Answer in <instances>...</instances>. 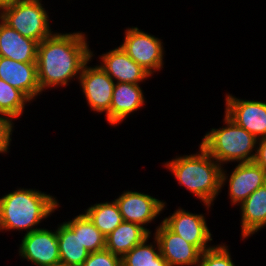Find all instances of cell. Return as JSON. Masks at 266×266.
I'll return each instance as SVG.
<instances>
[{"label": "cell", "mask_w": 266, "mask_h": 266, "mask_svg": "<svg viewBox=\"0 0 266 266\" xmlns=\"http://www.w3.org/2000/svg\"><path fill=\"white\" fill-rule=\"evenodd\" d=\"M17 1L19 0H0V10L4 7L13 5Z\"/></svg>", "instance_id": "cell-29"}, {"label": "cell", "mask_w": 266, "mask_h": 266, "mask_svg": "<svg viewBox=\"0 0 266 266\" xmlns=\"http://www.w3.org/2000/svg\"><path fill=\"white\" fill-rule=\"evenodd\" d=\"M257 145L254 162L259 165L266 174V138L259 139Z\"/></svg>", "instance_id": "cell-28"}, {"label": "cell", "mask_w": 266, "mask_h": 266, "mask_svg": "<svg viewBox=\"0 0 266 266\" xmlns=\"http://www.w3.org/2000/svg\"><path fill=\"white\" fill-rule=\"evenodd\" d=\"M149 235L150 233L140 224L123 221L106 236L105 248L122 257Z\"/></svg>", "instance_id": "cell-19"}, {"label": "cell", "mask_w": 266, "mask_h": 266, "mask_svg": "<svg viewBox=\"0 0 266 266\" xmlns=\"http://www.w3.org/2000/svg\"><path fill=\"white\" fill-rule=\"evenodd\" d=\"M225 115L258 140L266 138V102L238 99L226 94Z\"/></svg>", "instance_id": "cell-9"}, {"label": "cell", "mask_w": 266, "mask_h": 266, "mask_svg": "<svg viewBox=\"0 0 266 266\" xmlns=\"http://www.w3.org/2000/svg\"><path fill=\"white\" fill-rule=\"evenodd\" d=\"M225 127L212 128L202 138L201 146L221 165L227 162H253L258 139L235 124L226 115ZM255 148V149H254ZM253 151H255L253 153ZM252 153V154H251Z\"/></svg>", "instance_id": "cell-4"}, {"label": "cell", "mask_w": 266, "mask_h": 266, "mask_svg": "<svg viewBox=\"0 0 266 266\" xmlns=\"http://www.w3.org/2000/svg\"><path fill=\"white\" fill-rule=\"evenodd\" d=\"M84 211V214L105 237L123 222L115 200L112 202L96 203Z\"/></svg>", "instance_id": "cell-21"}, {"label": "cell", "mask_w": 266, "mask_h": 266, "mask_svg": "<svg viewBox=\"0 0 266 266\" xmlns=\"http://www.w3.org/2000/svg\"><path fill=\"white\" fill-rule=\"evenodd\" d=\"M199 149V153L176 156L164 165L179 185L196 195L208 210L222 189V166L201 145Z\"/></svg>", "instance_id": "cell-2"}, {"label": "cell", "mask_w": 266, "mask_h": 266, "mask_svg": "<svg viewBox=\"0 0 266 266\" xmlns=\"http://www.w3.org/2000/svg\"><path fill=\"white\" fill-rule=\"evenodd\" d=\"M59 207L56 198L46 192L19 188L0 198V231L40 229L34 227Z\"/></svg>", "instance_id": "cell-3"}, {"label": "cell", "mask_w": 266, "mask_h": 266, "mask_svg": "<svg viewBox=\"0 0 266 266\" xmlns=\"http://www.w3.org/2000/svg\"><path fill=\"white\" fill-rule=\"evenodd\" d=\"M226 245L213 246L202 252L198 266H235Z\"/></svg>", "instance_id": "cell-25"}, {"label": "cell", "mask_w": 266, "mask_h": 266, "mask_svg": "<svg viewBox=\"0 0 266 266\" xmlns=\"http://www.w3.org/2000/svg\"><path fill=\"white\" fill-rule=\"evenodd\" d=\"M31 100L19 89L0 79V114L11 121L23 115L25 105Z\"/></svg>", "instance_id": "cell-24"}, {"label": "cell", "mask_w": 266, "mask_h": 266, "mask_svg": "<svg viewBox=\"0 0 266 266\" xmlns=\"http://www.w3.org/2000/svg\"><path fill=\"white\" fill-rule=\"evenodd\" d=\"M83 66L79 83L82 92L85 95L88 106L95 112L107 115L110 111L114 80L99 66L89 67L87 64Z\"/></svg>", "instance_id": "cell-8"}, {"label": "cell", "mask_w": 266, "mask_h": 266, "mask_svg": "<svg viewBox=\"0 0 266 266\" xmlns=\"http://www.w3.org/2000/svg\"><path fill=\"white\" fill-rule=\"evenodd\" d=\"M13 125V122L8 117L0 114V153L2 154L9 152Z\"/></svg>", "instance_id": "cell-27"}, {"label": "cell", "mask_w": 266, "mask_h": 266, "mask_svg": "<svg viewBox=\"0 0 266 266\" xmlns=\"http://www.w3.org/2000/svg\"><path fill=\"white\" fill-rule=\"evenodd\" d=\"M0 79L22 91L31 101L40 95L37 63L18 62L0 56Z\"/></svg>", "instance_id": "cell-15"}, {"label": "cell", "mask_w": 266, "mask_h": 266, "mask_svg": "<svg viewBox=\"0 0 266 266\" xmlns=\"http://www.w3.org/2000/svg\"><path fill=\"white\" fill-rule=\"evenodd\" d=\"M81 266H122L121 257L113 254L106 248L89 253L88 258Z\"/></svg>", "instance_id": "cell-26"}, {"label": "cell", "mask_w": 266, "mask_h": 266, "mask_svg": "<svg viewBox=\"0 0 266 266\" xmlns=\"http://www.w3.org/2000/svg\"><path fill=\"white\" fill-rule=\"evenodd\" d=\"M140 84L115 83L110 111L106 115L109 124H120L129 114L137 111L145 103Z\"/></svg>", "instance_id": "cell-16"}, {"label": "cell", "mask_w": 266, "mask_h": 266, "mask_svg": "<svg viewBox=\"0 0 266 266\" xmlns=\"http://www.w3.org/2000/svg\"><path fill=\"white\" fill-rule=\"evenodd\" d=\"M99 65L116 83L140 84L152 76L132 60L121 46L102 54Z\"/></svg>", "instance_id": "cell-14"}, {"label": "cell", "mask_w": 266, "mask_h": 266, "mask_svg": "<svg viewBox=\"0 0 266 266\" xmlns=\"http://www.w3.org/2000/svg\"><path fill=\"white\" fill-rule=\"evenodd\" d=\"M82 32L53 33L38 43L37 80L41 92L47 88L68 86L81 75L93 52ZM77 76V77H75Z\"/></svg>", "instance_id": "cell-1"}, {"label": "cell", "mask_w": 266, "mask_h": 266, "mask_svg": "<svg viewBox=\"0 0 266 266\" xmlns=\"http://www.w3.org/2000/svg\"><path fill=\"white\" fill-rule=\"evenodd\" d=\"M162 222L172 232L196 246L201 252L213 247L208 246V242L213 239L203 214H193L179 208Z\"/></svg>", "instance_id": "cell-11"}, {"label": "cell", "mask_w": 266, "mask_h": 266, "mask_svg": "<svg viewBox=\"0 0 266 266\" xmlns=\"http://www.w3.org/2000/svg\"><path fill=\"white\" fill-rule=\"evenodd\" d=\"M65 223L73 231H80L81 243L88 253L105 249L106 237L85 214H79L74 219L65 221Z\"/></svg>", "instance_id": "cell-23"}, {"label": "cell", "mask_w": 266, "mask_h": 266, "mask_svg": "<svg viewBox=\"0 0 266 266\" xmlns=\"http://www.w3.org/2000/svg\"><path fill=\"white\" fill-rule=\"evenodd\" d=\"M240 209L241 235L246 239L266 226V184L240 204Z\"/></svg>", "instance_id": "cell-18"}, {"label": "cell", "mask_w": 266, "mask_h": 266, "mask_svg": "<svg viewBox=\"0 0 266 266\" xmlns=\"http://www.w3.org/2000/svg\"><path fill=\"white\" fill-rule=\"evenodd\" d=\"M35 40L22 36L0 19V56L18 62L37 63Z\"/></svg>", "instance_id": "cell-17"}, {"label": "cell", "mask_w": 266, "mask_h": 266, "mask_svg": "<svg viewBox=\"0 0 266 266\" xmlns=\"http://www.w3.org/2000/svg\"><path fill=\"white\" fill-rule=\"evenodd\" d=\"M114 200L118 205L123 221L140 224L150 234L151 232L145 225L158 217L166 205L163 200L137 191H124Z\"/></svg>", "instance_id": "cell-12"}, {"label": "cell", "mask_w": 266, "mask_h": 266, "mask_svg": "<svg viewBox=\"0 0 266 266\" xmlns=\"http://www.w3.org/2000/svg\"><path fill=\"white\" fill-rule=\"evenodd\" d=\"M19 246V255L35 266H60L57 229L40 228L24 233Z\"/></svg>", "instance_id": "cell-7"}, {"label": "cell", "mask_w": 266, "mask_h": 266, "mask_svg": "<svg viewBox=\"0 0 266 266\" xmlns=\"http://www.w3.org/2000/svg\"><path fill=\"white\" fill-rule=\"evenodd\" d=\"M127 55L151 75L163 68L164 48L161 39L131 27L125 30L123 44Z\"/></svg>", "instance_id": "cell-6"}, {"label": "cell", "mask_w": 266, "mask_h": 266, "mask_svg": "<svg viewBox=\"0 0 266 266\" xmlns=\"http://www.w3.org/2000/svg\"><path fill=\"white\" fill-rule=\"evenodd\" d=\"M150 236L151 234L121 257L122 266H168L166 260L160 253V246L157 239L155 237L153 238V243L156 246L151 242L150 244H146Z\"/></svg>", "instance_id": "cell-22"}, {"label": "cell", "mask_w": 266, "mask_h": 266, "mask_svg": "<svg viewBox=\"0 0 266 266\" xmlns=\"http://www.w3.org/2000/svg\"><path fill=\"white\" fill-rule=\"evenodd\" d=\"M222 168L221 172V187H224L225 182H228V193L232 205L242 204L256 189L266 184L265 171L253 162L238 163L233 169L231 175Z\"/></svg>", "instance_id": "cell-10"}, {"label": "cell", "mask_w": 266, "mask_h": 266, "mask_svg": "<svg viewBox=\"0 0 266 266\" xmlns=\"http://www.w3.org/2000/svg\"><path fill=\"white\" fill-rule=\"evenodd\" d=\"M154 237L168 266H198L202 252L172 232L163 222L156 227Z\"/></svg>", "instance_id": "cell-13"}, {"label": "cell", "mask_w": 266, "mask_h": 266, "mask_svg": "<svg viewBox=\"0 0 266 266\" xmlns=\"http://www.w3.org/2000/svg\"><path fill=\"white\" fill-rule=\"evenodd\" d=\"M42 0H19L0 10V19L22 36L40 43L51 36L49 16Z\"/></svg>", "instance_id": "cell-5"}, {"label": "cell", "mask_w": 266, "mask_h": 266, "mask_svg": "<svg viewBox=\"0 0 266 266\" xmlns=\"http://www.w3.org/2000/svg\"><path fill=\"white\" fill-rule=\"evenodd\" d=\"M60 266H81L88 258V251L80 240V231H73L65 222L57 227Z\"/></svg>", "instance_id": "cell-20"}]
</instances>
